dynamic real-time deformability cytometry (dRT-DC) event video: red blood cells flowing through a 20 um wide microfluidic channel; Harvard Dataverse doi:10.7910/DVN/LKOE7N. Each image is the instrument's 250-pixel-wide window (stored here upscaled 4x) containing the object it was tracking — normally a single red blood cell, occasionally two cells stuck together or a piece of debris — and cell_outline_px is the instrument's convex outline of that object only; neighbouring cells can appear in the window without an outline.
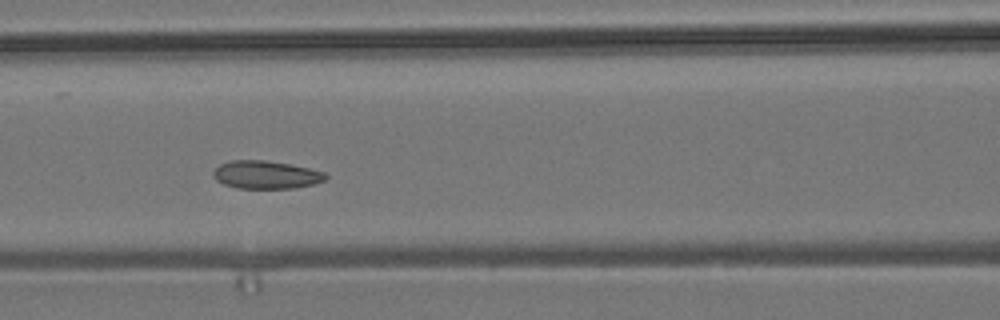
{"species": "common noctule bat (a hibernating species)", "species_latin": "Nyctalus noctula", "temperature_condition": "room temperature", "stored_images_in_passage": 6, "camera_frame_rate_fps": 3000, "um_per_image_px": 0.085, "animal": {"sex": "male", "body_mass_g": 19.2, "forearm_length_mm": 51.8}, "frame": {"image": 1, "passage_image": 5, "time_ms": 1.333, "image_size_px": [1000, 320], "cell_outline_px": [[328, 176], [324, 180], [312, 184], [296, 188], [240, 188], [224, 184], [216, 180], [212, 176], [212, 172], [220, 164], [232, 160], [264, 160], [292, 164], [324, 172]], "centroid_in_image_um": [22.59, 14.85], "position_along_channel_um": 144.0, "area_um2": 18.26}}
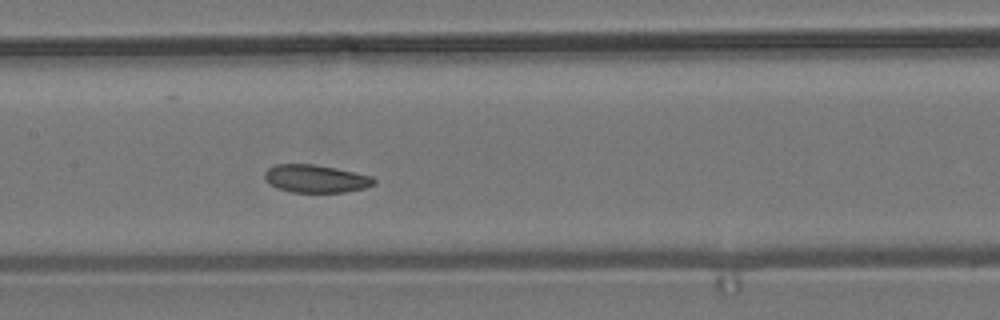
{"frame": {"image": 2, "passage_image": 6, "time_ms": 1.667, "image_size_px": [1000, 320], "cell_outline_px": [[376, 184], [364, 188], [344, 192], [292, 192], [276, 188], [264, 176], [264, 172], [268, 168], [276, 164], [312, 164], [336, 168], [372, 176], [376, 180]], "centroid_in_image_um": [26.86, 15.18], "position_along_channel_um": 180.5, "area_um2": 17.63}}